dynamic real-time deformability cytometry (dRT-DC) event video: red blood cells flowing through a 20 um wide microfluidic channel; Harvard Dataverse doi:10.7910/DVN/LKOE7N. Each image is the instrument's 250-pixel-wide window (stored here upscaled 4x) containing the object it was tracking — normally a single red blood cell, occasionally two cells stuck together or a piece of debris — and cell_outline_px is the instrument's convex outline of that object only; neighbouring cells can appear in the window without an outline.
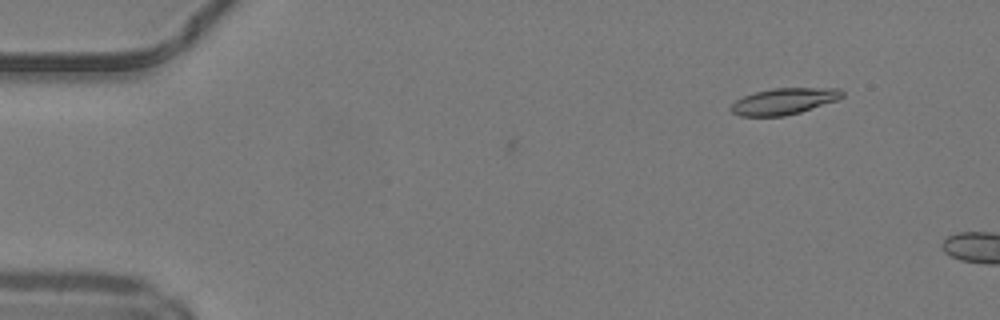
{"species": "common noctule bat (a hibernating species)", "species_latin": "Nyctalus noctula", "temperature_condition": "warm", "stored_images_in_passage": 10, "camera_frame_rate_fps": 3000, "um_per_image_px": 0.085, "animal": {"sex": "male", "body_mass_g": 19.2, "forearm_length_mm": 51.8}, "frame": {"image": 1, "passage_image": 10, "time_ms": 3.0, "image_size_px": [1000, 320], "cell_outline_px": [[844, 96], [836, 100], [800, 112], [784, 116], [740, 116], [732, 112], [728, 108], [736, 100], [744, 96], [756, 92], [772, 88], [840, 88], [844, 92]], "centroid_in_image_um": [66.63, 8.6], "position_along_channel_um": 18.4, "area_um2": 16.99}}